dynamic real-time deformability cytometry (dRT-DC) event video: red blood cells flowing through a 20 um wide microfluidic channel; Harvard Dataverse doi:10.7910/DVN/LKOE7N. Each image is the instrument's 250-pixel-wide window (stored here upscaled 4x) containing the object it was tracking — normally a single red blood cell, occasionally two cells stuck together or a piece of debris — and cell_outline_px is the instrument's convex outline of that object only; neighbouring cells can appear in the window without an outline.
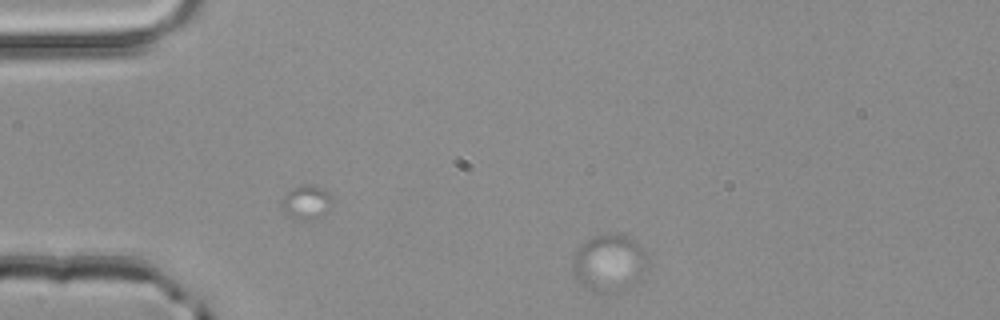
{"species": "common noctule bat (a hibernating species)", "species_latin": "Nyctalus noctula", "temperature_condition": "room temperature", "stored_images_in_passage": 40, "camera_frame_rate_fps": 3000, "um_per_image_px": 0.085, "animal": {"sex": "male", "body_mass_g": 20.4}, "frame": {"image": 1, "passage_image": 1, "time_ms": 0.0, "image_size_px": [1000, 320], "cell_outline_px": [[648, 260], [644, 280], [616, 292], [596, 292], [580, 284], [572, 272], [572, 264], [576, 252], [588, 240], [596, 236], [624, 236], [636, 240], [648, 256]], "centroid_in_image_um": [51.84, 22.41], "position_along_channel_um": 33.2, "area_um2": 24.8}}
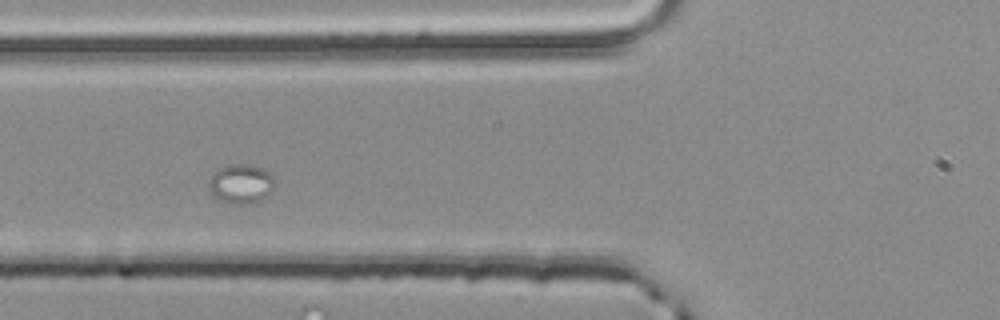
{"frame": {"image": 2, "passage_image": 11, "time_ms": 3.333, "image_size_px": [1000, 320], "cell_outline_px": [[272, 192], [260, 200], [240, 204], [236, 204], [220, 200], [212, 196], [208, 188], [208, 184], [212, 172], [220, 168], [232, 164], [252, 164], [264, 168], [272, 172]], "centroid_in_image_um": [20.46, 15.6], "position_along_channel_um": 105.3, "area_um2": 15.14}}
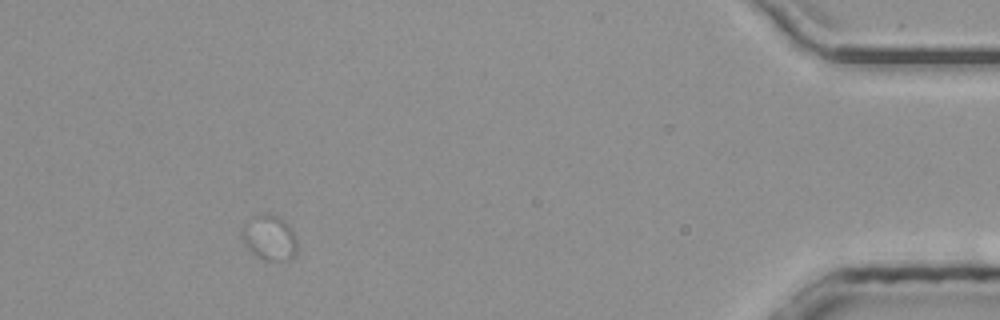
{"frame": {"image": 3, "passage_image": 40, "time_ms": 13.0, "image_size_px": [1000, 320], "cell_outline_px": [[296, 256], [288, 260], [264, 260], [248, 252], [240, 236], [244, 224], [252, 216], [280, 216], [292, 228], [296, 236]], "centroid_in_image_um": [22.89, 20.24], "position_along_channel_um": 412.3, "area_um2": 14.68}}